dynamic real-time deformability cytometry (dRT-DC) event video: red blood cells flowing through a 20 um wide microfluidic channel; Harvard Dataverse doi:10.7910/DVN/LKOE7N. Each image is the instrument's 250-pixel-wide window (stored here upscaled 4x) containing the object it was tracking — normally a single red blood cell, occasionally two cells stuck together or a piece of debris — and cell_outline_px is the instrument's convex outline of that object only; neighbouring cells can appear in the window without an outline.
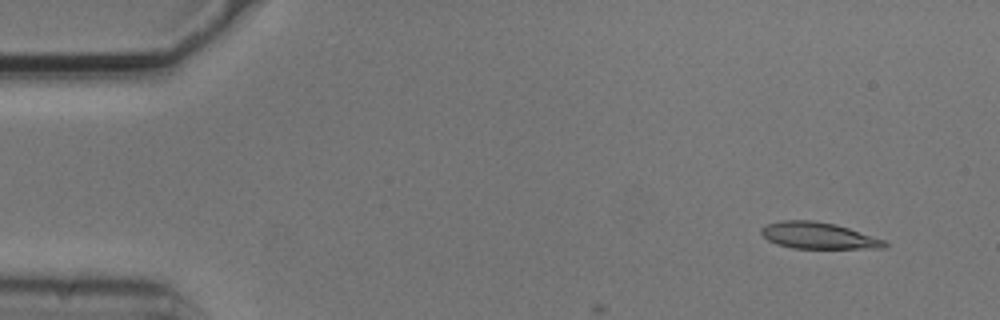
{"species": "common noctule bat (a hibernating species)", "species_latin": "Nyctalus noctula", "temperature_condition": "cold", "stored_images_in_passage": 5, "camera_frame_rate_fps": 3000, "um_per_image_px": 0.085, "animal": {"sex": "male", "body_mass_g": 20.5, "forearm_length_mm": 52.5}, "frame": {"image": 1, "passage_image": 1, "time_ms": 0.0, "image_size_px": [1000, 320], "cell_outline_px": [[888, 244], [884, 248], [792, 248], [776, 244], [768, 240], [760, 232], [760, 228], [768, 224], [780, 220], [812, 220], [836, 224], [888, 240]], "centroid_in_image_um": [69.59, 20.02], "position_along_channel_um": 15.4, "area_um2": 19.19}}
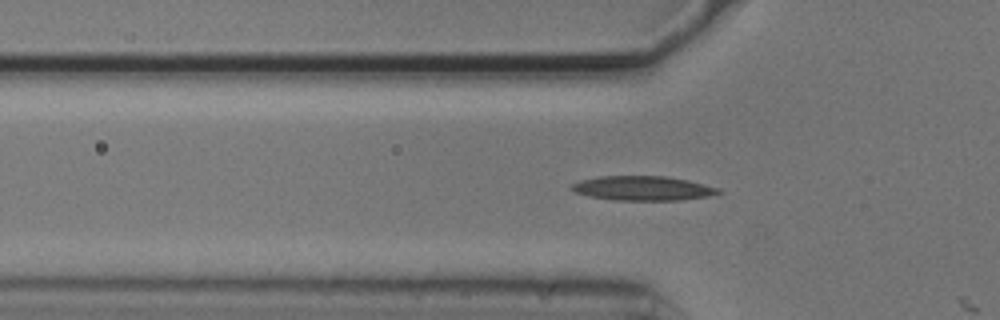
{"frame": {"image": 2, "passage_image": 4, "time_ms": 1.0, "image_size_px": [1000, 320], "cell_outline_px": [[724, 192], [708, 196], [680, 200], [616, 200], [592, 196], [576, 192], [572, 188], [572, 184], [580, 180], [596, 176], [668, 176], [688, 180], [720, 188]], "centroid_in_image_um": [54.7, 15.99], "position_along_channel_um": 71.1, "area_um2": 20.81}}